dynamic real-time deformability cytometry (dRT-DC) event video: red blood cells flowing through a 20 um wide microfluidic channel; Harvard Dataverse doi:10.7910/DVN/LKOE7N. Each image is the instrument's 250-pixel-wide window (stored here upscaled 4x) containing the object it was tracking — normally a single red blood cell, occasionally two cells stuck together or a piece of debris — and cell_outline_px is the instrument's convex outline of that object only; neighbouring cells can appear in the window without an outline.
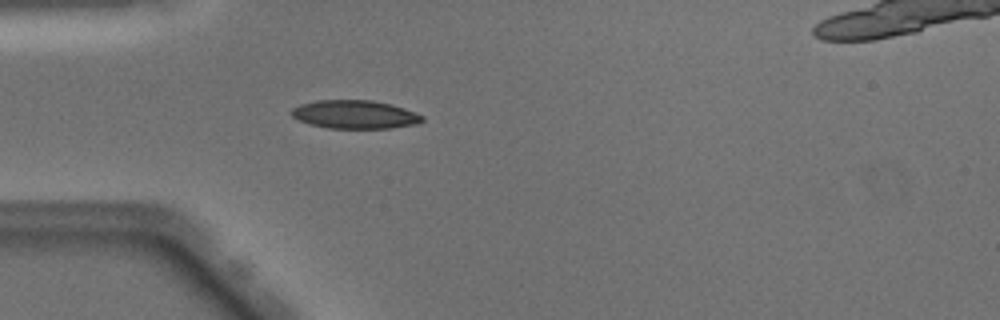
{"species": "Egyptian fruit bat (a non-hibernating species)", "species_latin": "Rousettus aegyptiacus", "temperature_condition": "warm", "stored_images_in_passage": 47, "camera_frame_rate_fps": 3000, "um_per_image_px": 0.085, "animal": {"sex": "male"}, "frame": {"image": 1, "passage_image": 11, "time_ms": 3.333, "image_size_px": [1000, 320], "cell_outline_px": [[424, 120], [416, 124], [392, 128], [328, 128], [308, 124], [292, 116], [288, 112], [292, 108], [300, 104], [316, 100], [372, 100], [392, 104], [404, 108], [424, 116]], "centroid_in_image_um": [30.14, 9.72], "position_along_channel_um": 54.9, "area_um2": 21.79}}
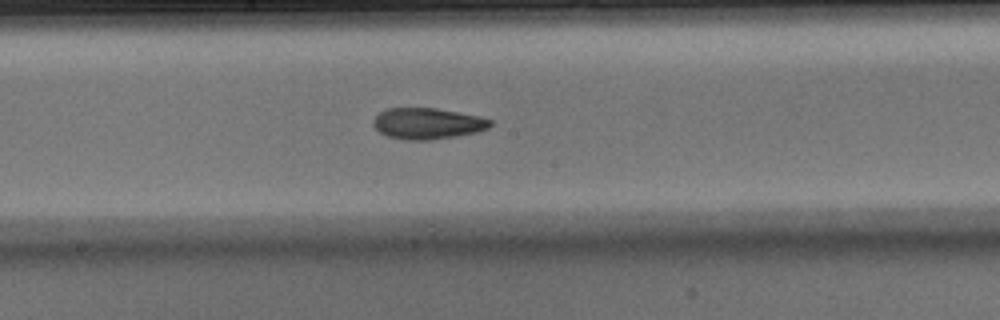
{"frame": {"image": 2, "passage_image": 23, "time_ms": 7.333, "image_size_px": [1000, 320], "cell_outline_px": [[492, 124], [488, 128], [476, 132], [456, 136], [428, 140], [404, 140], [388, 136], [380, 132], [372, 124], [372, 120], [384, 108], [436, 108], [480, 116], [492, 120]], "centroid_in_image_um": [36.32, 10.49], "position_along_channel_um": 211.9, "area_um2": 21.27}}
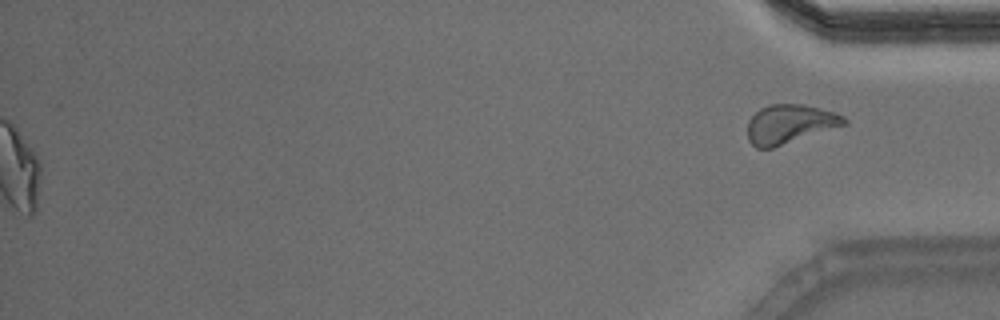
{"frame": {"image": 3, "passage_image": 47, "time_ms": 15.333, "image_size_px": [1000, 320], "cell_outline_px": [[848, 124], [772, 148], [756, 148], [748, 140], [748, 120], [760, 108], [768, 104], [804, 104], [820, 108], [844, 116], [848, 120]], "centroid_in_image_um": [67.13, 10.54], "position_along_channel_um": 368.1, "area_um2": 21.96}, "authors_computed_cell_mechanics": {"area_um2": 21.386, "velocity_mm_per_s": 4.0625, "shape_relaxation_time_tau1_ms": 7.9349, "shape_relaxation_time_tau2_ms": 2.9232, "deformation_change_tau1": 0.189, "deformation_change_tau2": 0.099}}